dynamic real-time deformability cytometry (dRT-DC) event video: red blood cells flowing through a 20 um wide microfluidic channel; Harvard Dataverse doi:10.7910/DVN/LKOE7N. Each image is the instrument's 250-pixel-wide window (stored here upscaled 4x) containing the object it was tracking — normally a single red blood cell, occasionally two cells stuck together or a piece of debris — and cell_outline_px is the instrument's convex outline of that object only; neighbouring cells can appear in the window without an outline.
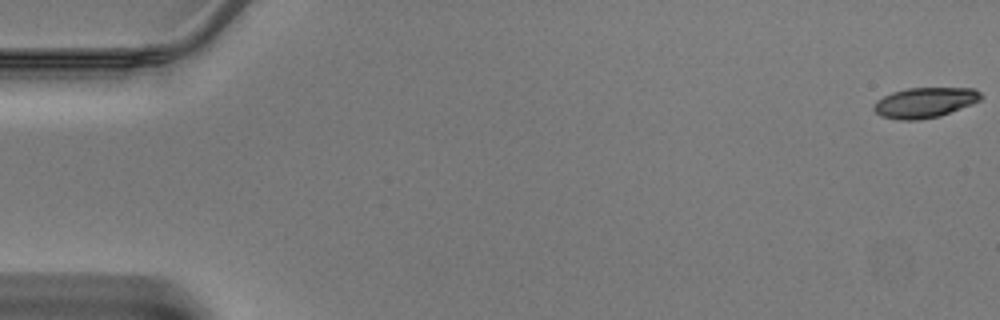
{"species": "Egyptian fruit bat (a non-hibernating species)", "species_latin": "Rousettus aegyptiacus", "temperature_condition": "warm", "stored_images_in_passage": 46, "camera_frame_rate_fps": 3000, "um_per_image_px": 0.085, "animal": {"sex": "male"}, "frame": {"image": 1, "passage_image": 1, "time_ms": 0.0, "image_size_px": [1000, 320], "cell_outline_px": [[984, 96], [980, 100], [972, 104], [940, 116], [916, 120], [900, 120], [880, 116], [872, 108], [876, 100], [892, 92], [908, 88], [976, 88]], "centroid_in_image_um": [78.61, 8.71], "position_along_channel_um": 6.4, "area_um2": 18.96}}
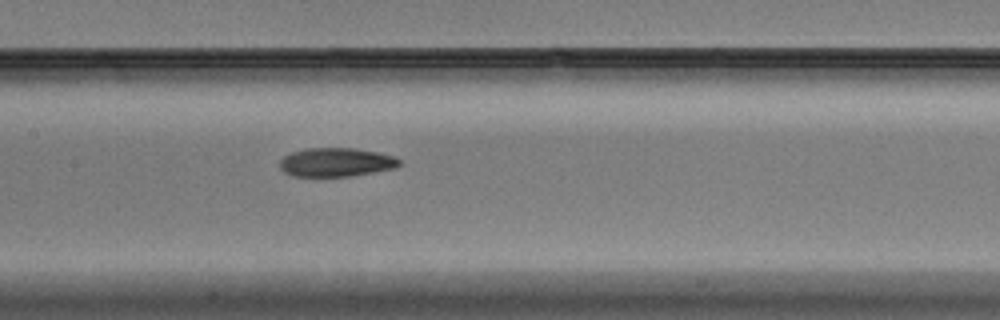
{"frame": {"image": 2, "passage_image": 23, "time_ms": 7.333, "image_size_px": [1000, 320], "cell_outline_px": [[404, 164], [396, 168], [348, 176], [292, 176], [284, 172], [280, 168], [280, 160], [284, 156], [292, 152], [304, 148], [352, 148], [376, 152], [392, 156], [400, 160]], "centroid_in_image_um": [28.56, 13.79], "position_along_channel_um": 178.8, "area_um2": 20.0}}
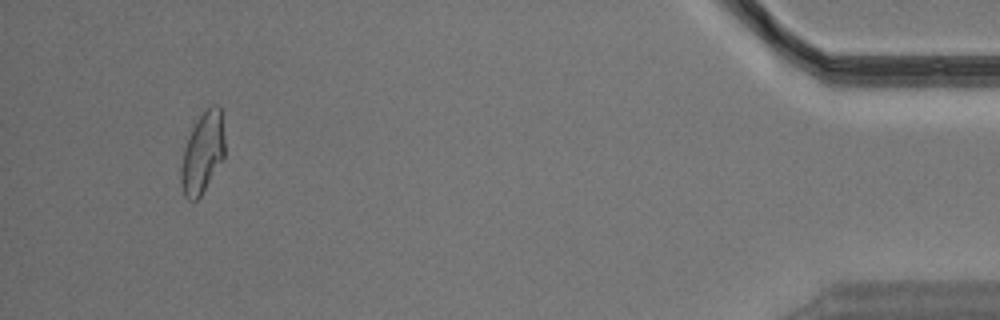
{"frame": {"image": 3, "passage_image": 44, "time_ms": 14.333, "image_size_px": [1000, 320], "cell_outline_px": [[224, 160], [200, 196], [196, 200], [188, 200], [184, 196], [180, 184], [180, 168], [184, 148], [192, 128], [196, 120], [212, 104], [216, 104], [220, 108], [224, 140]], "centroid_in_image_um": [17.21, 13.03], "position_along_channel_um": 418.0, "area_um2": 20.63}}